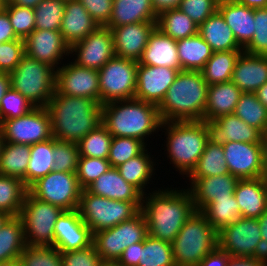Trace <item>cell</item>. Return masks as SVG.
I'll return each instance as SVG.
<instances>
[{
  "label": "cell",
  "instance_id": "obj_67",
  "mask_svg": "<svg viewBox=\"0 0 267 266\" xmlns=\"http://www.w3.org/2000/svg\"><path fill=\"white\" fill-rule=\"evenodd\" d=\"M260 145L262 153V163L267 176V129L262 133Z\"/></svg>",
  "mask_w": 267,
  "mask_h": 266
},
{
  "label": "cell",
  "instance_id": "obj_2",
  "mask_svg": "<svg viewBox=\"0 0 267 266\" xmlns=\"http://www.w3.org/2000/svg\"><path fill=\"white\" fill-rule=\"evenodd\" d=\"M46 108L52 135L60 141L78 143L102 123V105L90 98L55 93Z\"/></svg>",
  "mask_w": 267,
  "mask_h": 266
},
{
  "label": "cell",
  "instance_id": "obj_60",
  "mask_svg": "<svg viewBox=\"0 0 267 266\" xmlns=\"http://www.w3.org/2000/svg\"><path fill=\"white\" fill-rule=\"evenodd\" d=\"M19 39L13 31L8 13L0 9V43Z\"/></svg>",
  "mask_w": 267,
  "mask_h": 266
},
{
  "label": "cell",
  "instance_id": "obj_16",
  "mask_svg": "<svg viewBox=\"0 0 267 266\" xmlns=\"http://www.w3.org/2000/svg\"><path fill=\"white\" fill-rule=\"evenodd\" d=\"M69 62L56 70L55 93L90 98L100 103L98 71Z\"/></svg>",
  "mask_w": 267,
  "mask_h": 266
},
{
  "label": "cell",
  "instance_id": "obj_6",
  "mask_svg": "<svg viewBox=\"0 0 267 266\" xmlns=\"http://www.w3.org/2000/svg\"><path fill=\"white\" fill-rule=\"evenodd\" d=\"M218 247V232L200 211H195L172 242L176 266H198Z\"/></svg>",
  "mask_w": 267,
  "mask_h": 266
},
{
  "label": "cell",
  "instance_id": "obj_46",
  "mask_svg": "<svg viewBox=\"0 0 267 266\" xmlns=\"http://www.w3.org/2000/svg\"><path fill=\"white\" fill-rule=\"evenodd\" d=\"M66 0H42L34 8L35 29L60 31Z\"/></svg>",
  "mask_w": 267,
  "mask_h": 266
},
{
  "label": "cell",
  "instance_id": "obj_13",
  "mask_svg": "<svg viewBox=\"0 0 267 266\" xmlns=\"http://www.w3.org/2000/svg\"><path fill=\"white\" fill-rule=\"evenodd\" d=\"M218 247L231 257H263L259 221L240 217L218 232Z\"/></svg>",
  "mask_w": 267,
  "mask_h": 266
},
{
  "label": "cell",
  "instance_id": "obj_40",
  "mask_svg": "<svg viewBox=\"0 0 267 266\" xmlns=\"http://www.w3.org/2000/svg\"><path fill=\"white\" fill-rule=\"evenodd\" d=\"M200 212L217 232L241 217L240 208L234 195L215 197Z\"/></svg>",
  "mask_w": 267,
  "mask_h": 266
},
{
  "label": "cell",
  "instance_id": "obj_29",
  "mask_svg": "<svg viewBox=\"0 0 267 266\" xmlns=\"http://www.w3.org/2000/svg\"><path fill=\"white\" fill-rule=\"evenodd\" d=\"M138 64L166 66L180 70L177 41L166 36L156 27L149 36Z\"/></svg>",
  "mask_w": 267,
  "mask_h": 266
},
{
  "label": "cell",
  "instance_id": "obj_54",
  "mask_svg": "<svg viewBox=\"0 0 267 266\" xmlns=\"http://www.w3.org/2000/svg\"><path fill=\"white\" fill-rule=\"evenodd\" d=\"M220 0H182L179 9L198 26L218 10Z\"/></svg>",
  "mask_w": 267,
  "mask_h": 266
},
{
  "label": "cell",
  "instance_id": "obj_65",
  "mask_svg": "<svg viewBox=\"0 0 267 266\" xmlns=\"http://www.w3.org/2000/svg\"><path fill=\"white\" fill-rule=\"evenodd\" d=\"M10 87L11 84L9 73L0 72V102Z\"/></svg>",
  "mask_w": 267,
  "mask_h": 266
},
{
  "label": "cell",
  "instance_id": "obj_71",
  "mask_svg": "<svg viewBox=\"0 0 267 266\" xmlns=\"http://www.w3.org/2000/svg\"><path fill=\"white\" fill-rule=\"evenodd\" d=\"M100 266H122V265H119L117 262H102Z\"/></svg>",
  "mask_w": 267,
  "mask_h": 266
},
{
  "label": "cell",
  "instance_id": "obj_36",
  "mask_svg": "<svg viewBox=\"0 0 267 266\" xmlns=\"http://www.w3.org/2000/svg\"><path fill=\"white\" fill-rule=\"evenodd\" d=\"M31 145L4 142L0 154V174L22 180L26 186V171Z\"/></svg>",
  "mask_w": 267,
  "mask_h": 266
},
{
  "label": "cell",
  "instance_id": "obj_57",
  "mask_svg": "<svg viewBox=\"0 0 267 266\" xmlns=\"http://www.w3.org/2000/svg\"><path fill=\"white\" fill-rule=\"evenodd\" d=\"M98 23L106 26L112 15L113 0H78Z\"/></svg>",
  "mask_w": 267,
  "mask_h": 266
},
{
  "label": "cell",
  "instance_id": "obj_62",
  "mask_svg": "<svg viewBox=\"0 0 267 266\" xmlns=\"http://www.w3.org/2000/svg\"><path fill=\"white\" fill-rule=\"evenodd\" d=\"M182 0H151L153 11L158 16L166 10L178 8Z\"/></svg>",
  "mask_w": 267,
  "mask_h": 266
},
{
  "label": "cell",
  "instance_id": "obj_45",
  "mask_svg": "<svg viewBox=\"0 0 267 266\" xmlns=\"http://www.w3.org/2000/svg\"><path fill=\"white\" fill-rule=\"evenodd\" d=\"M112 138L106 127L102 123L99 124L77 143L80 157L107 160Z\"/></svg>",
  "mask_w": 267,
  "mask_h": 266
},
{
  "label": "cell",
  "instance_id": "obj_26",
  "mask_svg": "<svg viewBox=\"0 0 267 266\" xmlns=\"http://www.w3.org/2000/svg\"><path fill=\"white\" fill-rule=\"evenodd\" d=\"M231 81L242 92L254 93L267 82V55L242 52L238 57Z\"/></svg>",
  "mask_w": 267,
  "mask_h": 266
},
{
  "label": "cell",
  "instance_id": "obj_5",
  "mask_svg": "<svg viewBox=\"0 0 267 266\" xmlns=\"http://www.w3.org/2000/svg\"><path fill=\"white\" fill-rule=\"evenodd\" d=\"M160 128L167 136L165 148L169 163L187 178L209 141L204 121L162 122Z\"/></svg>",
  "mask_w": 267,
  "mask_h": 266
},
{
  "label": "cell",
  "instance_id": "obj_41",
  "mask_svg": "<svg viewBox=\"0 0 267 266\" xmlns=\"http://www.w3.org/2000/svg\"><path fill=\"white\" fill-rule=\"evenodd\" d=\"M27 192L22 180L0 174V212L19 216Z\"/></svg>",
  "mask_w": 267,
  "mask_h": 266
},
{
  "label": "cell",
  "instance_id": "obj_15",
  "mask_svg": "<svg viewBox=\"0 0 267 266\" xmlns=\"http://www.w3.org/2000/svg\"><path fill=\"white\" fill-rule=\"evenodd\" d=\"M74 53V54H73ZM78 66L99 70L116 56L111 29L99 26L70 48V57Z\"/></svg>",
  "mask_w": 267,
  "mask_h": 266
},
{
  "label": "cell",
  "instance_id": "obj_66",
  "mask_svg": "<svg viewBox=\"0 0 267 266\" xmlns=\"http://www.w3.org/2000/svg\"><path fill=\"white\" fill-rule=\"evenodd\" d=\"M238 4L252 9L267 8V0H235Z\"/></svg>",
  "mask_w": 267,
  "mask_h": 266
},
{
  "label": "cell",
  "instance_id": "obj_72",
  "mask_svg": "<svg viewBox=\"0 0 267 266\" xmlns=\"http://www.w3.org/2000/svg\"><path fill=\"white\" fill-rule=\"evenodd\" d=\"M3 144H4V140H3V135L0 129V154H1Z\"/></svg>",
  "mask_w": 267,
  "mask_h": 266
},
{
  "label": "cell",
  "instance_id": "obj_24",
  "mask_svg": "<svg viewBox=\"0 0 267 266\" xmlns=\"http://www.w3.org/2000/svg\"><path fill=\"white\" fill-rule=\"evenodd\" d=\"M98 27V23L78 0H66L60 33L70 48Z\"/></svg>",
  "mask_w": 267,
  "mask_h": 266
},
{
  "label": "cell",
  "instance_id": "obj_52",
  "mask_svg": "<svg viewBox=\"0 0 267 266\" xmlns=\"http://www.w3.org/2000/svg\"><path fill=\"white\" fill-rule=\"evenodd\" d=\"M110 167V162L102 158L79 157L76 175L81 189H86Z\"/></svg>",
  "mask_w": 267,
  "mask_h": 266
},
{
  "label": "cell",
  "instance_id": "obj_4",
  "mask_svg": "<svg viewBox=\"0 0 267 266\" xmlns=\"http://www.w3.org/2000/svg\"><path fill=\"white\" fill-rule=\"evenodd\" d=\"M207 90L201 71H180L158 106L162 122L203 121Z\"/></svg>",
  "mask_w": 267,
  "mask_h": 266
},
{
  "label": "cell",
  "instance_id": "obj_30",
  "mask_svg": "<svg viewBox=\"0 0 267 266\" xmlns=\"http://www.w3.org/2000/svg\"><path fill=\"white\" fill-rule=\"evenodd\" d=\"M243 92L232 81L208 85L204 120L234 113Z\"/></svg>",
  "mask_w": 267,
  "mask_h": 266
},
{
  "label": "cell",
  "instance_id": "obj_3",
  "mask_svg": "<svg viewBox=\"0 0 267 266\" xmlns=\"http://www.w3.org/2000/svg\"><path fill=\"white\" fill-rule=\"evenodd\" d=\"M102 124L112 137L135 138L146 146L149 136L162 131L158 106L135 98L103 104Z\"/></svg>",
  "mask_w": 267,
  "mask_h": 266
},
{
  "label": "cell",
  "instance_id": "obj_70",
  "mask_svg": "<svg viewBox=\"0 0 267 266\" xmlns=\"http://www.w3.org/2000/svg\"><path fill=\"white\" fill-rule=\"evenodd\" d=\"M10 217L11 216H9L8 214L4 212H0V229Z\"/></svg>",
  "mask_w": 267,
  "mask_h": 266
},
{
  "label": "cell",
  "instance_id": "obj_69",
  "mask_svg": "<svg viewBox=\"0 0 267 266\" xmlns=\"http://www.w3.org/2000/svg\"><path fill=\"white\" fill-rule=\"evenodd\" d=\"M0 266H22L19 260L10 261V262H0Z\"/></svg>",
  "mask_w": 267,
  "mask_h": 266
},
{
  "label": "cell",
  "instance_id": "obj_1",
  "mask_svg": "<svg viewBox=\"0 0 267 266\" xmlns=\"http://www.w3.org/2000/svg\"><path fill=\"white\" fill-rule=\"evenodd\" d=\"M157 189L143 194L140 212L149 236L172 243L196 209L188 189Z\"/></svg>",
  "mask_w": 267,
  "mask_h": 266
},
{
  "label": "cell",
  "instance_id": "obj_68",
  "mask_svg": "<svg viewBox=\"0 0 267 266\" xmlns=\"http://www.w3.org/2000/svg\"><path fill=\"white\" fill-rule=\"evenodd\" d=\"M257 99L267 108V82L255 92Z\"/></svg>",
  "mask_w": 267,
  "mask_h": 266
},
{
  "label": "cell",
  "instance_id": "obj_25",
  "mask_svg": "<svg viewBox=\"0 0 267 266\" xmlns=\"http://www.w3.org/2000/svg\"><path fill=\"white\" fill-rule=\"evenodd\" d=\"M234 196L240 208V216L258 219L267 209V176L239 179Z\"/></svg>",
  "mask_w": 267,
  "mask_h": 266
},
{
  "label": "cell",
  "instance_id": "obj_31",
  "mask_svg": "<svg viewBox=\"0 0 267 266\" xmlns=\"http://www.w3.org/2000/svg\"><path fill=\"white\" fill-rule=\"evenodd\" d=\"M198 33L213 52L243 50L218 10L198 26Z\"/></svg>",
  "mask_w": 267,
  "mask_h": 266
},
{
  "label": "cell",
  "instance_id": "obj_28",
  "mask_svg": "<svg viewBox=\"0 0 267 266\" xmlns=\"http://www.w3.org/2000/svg\"><path fill=\"white\" fill-rule=\"evenodd\" d=\"M218 11L232 29L237 43L244 48L255 33L254 9L238 4L235 0H220Z\"/></svg>",
  "mask_w": 267,
  "mask_h": 266
},
{
  "label": "cell",
  "instance_id": "obj_47",
  "mask_svg": "<svg viewBox=\"0 0 267 266\" xmlns=\"http://www.w3.org/2000/svg\"><path fill=\"white\" fill-rule=\"evenodd\" d=\"M147 146L131 137H113L110 144L108 161L111 167H118L139 155Z\"/></svg>",
  "mask_w": 267,
  "mask_h": 266
},
{
  "label": "cell",
  "instance_id": "obj_33",
  "mask_svg": "<svg viewBox=\"0 0 267 266\" xmlns=\"http://www.w3.org/2000/svg\"><path fill=\"white\" fill-rule=\"evenodd\" d=\"M148 149L146 147L139 155L116 167L122 178L135 186L142 194L147 193L148 184H151L149 181L154 179L153 175L156 173L154 171L156 170L154 168L156 166V162H154L156 158L153 159L154 155L151 156V152Z\"/></svg>",
  "mask_w": 267,
  "mask_h": 266
},
{
  "label": "cell",
  "instance_id": "obj_22",
  "mask_svg": "<svg viewBox=\"0 0 267 266\" xmlns=\"http://www.w3.org/2000/svg\"><path fill=\"white\" fill-rule=\"evenodd\" d=\"M157 21H143L111 29L117 57L139 61Z\"/></svg>",
  "mask_w": 267,
  "mask_h": 266
},
{
  "label": "cell",
  "instance_id": "obj_14",
  "mask_svg": "<svg viewBox=\"0 0 267 266\" xmlns=\"http://www.w3.org/2000/svg\"><path fill=\"white\" fill-rule=\"evenodd\" d=\"M4 142L34 145L51 138V117L46 107H35L18 118L7 119L0 123Z\"/></svg>",
  "mask_w": 267,
  "mask_h": 266
},
{
  "label": "cell",
  "instance_id": "obj_49",
  "mask_svg": "<svg viewBox=\"0 0 267 266\" xmlns=\"http://www.w3.org/2000/svg\"><path fill=\"white\" fill-rule=\"evenodd\" d=\"M53 156V171L76 173L80 157L77 143L54 138Z\"/></svg>",
  "mask_w": 267,
  "mask_h": 266
},
{
  "label": "cell",
  "instance_id": "obj_11",
  "mask_svg": "<svg viewBox=\"0 0 267 266\" xmlns=\"http://www.w3.org/2000/svg\"><path fill=\"white\" fill-rule=\"evenodd\" d=\"M138 62L113 57L98 70L100 104L135 98Z\"/></svg>",
  "mask_w": 267,
  "mask_h": 266
},
{
  "label": "cell",
  "instance_id": "obj_38",
  "mask_svg": "<svg viewBox=\"0 0 267 266\" xmlns=\"http://www.w3.org/2000/svg\"><path fill=\"white\" fill-rule=\"evenodd\" d=\"M243 50L213 52L201 70L208 85L231 81L236 61Z\"/></svg>",
  "mask_w": 267,
  "mask_h": 266
},
{
  "label": "cell",
  "instance_id": "obj_9",
  "mask_svg": "<svg viewBox=\"0 0 267 266\" xmlns=\"http://www.w3.org/2000/svg\"><path fill=\"white\" fill-rule=\"evenodd\" d=\"M60 207L26 193L19 217L27 246H54V225L63 212Z\"/></svg>",
  "mask_w": 267,
  "mask_h": 266
},
{
  "label": "cell",
  "instance_id": "obj_12",
  "mask_svg": "<svg viewBox=\"0 0 267 266\" xmlns=\"http://www.w3.org/2000/svg\"><path fill=\"white\" fill-rule=\"evenodd\" d=\"M81 191L76 173L61 171H51L28 188L35 198L64 211L78 209Z\"/></svg>",
  "mask_w": 267,
  "mask_h": 266
},
{
  "label": "cell",
  "instance_id": "obj_21",
  "mask_svg": "<svg viewBox=\"0 0 267 266\" xmlns=\"http://www.w3.org/2000/svg\"><path fill=\"white\" fill-rule=\"evenodd\" d=\"M203 121L208 131V140L212 144L224 145L227 142H261L262 132L246 124L234 113L220 116L215 120Z\"/></svg>",
  "mask_w": 267,
  "mask_h": 266
},
{
  "label": "cell",
  "instance_id": "obj_37",
  "mask_svg": "<svg viewBox=\"0 0 267 266\" xmlns=\"http://www.w3.org/2000/svg\"><path fill=\"white\" fill-rule=\"evenodd\" d=\"M156 27L176 41L198 33V25L179 8L160 13L157 16Z\"/></svg>",
  "mask_w": 267,
  "mask_h": 266
},
{
  "label": "cell",
  "instance_id": "obj_19",
  "mask_svg": "<svg viewBox=\"0 0 267 266\" xmlns=\"http://www.w3.org/2000/svg\"><path fill=\"white\" fill-rule=\"evenodd\" d=\"M24 49L26 55L56 70L64 57L70 55V47L65 43L62 34L54 30L35 29L24 39Z\"/></svg>",
  "mask_w": 267,
  "mask_h": 266
},
{
  "label": "cell",
  "instance_id": "obj_73",
  "mask_svg": "<svg viewBox=\"0 0 267 266\" xmlns=\"http://www.w3.org/2000/svg\"><path fill=\"white\" fill-rule=\"evenodd\" d=\"M4 4H5V0H0V9L3 8Z\"/></svg>",
  "mask_w": 267,
  "mask_h": 266
},
{
  "label": "cell",
  "instance_id": "obj_50",
  "mask_svg": "<svg viewBox=\"0 0 267 266\" xmlns=\"http://www.w3.org/2000/svg\"><path fill=\"white\" fill-rule=\"evenodd\" d=\"M35 106L21 93L11 87L0 102V123L29 113Z\"/></svg>",
  "mask_w": 267,
  "mask_h": 266
},
{
  "label": "cell",
  "instance_id": "obj_44",
  "mask_svg": "<svg viewBox=\"0 0 267 266\" xmlns=\"http://www.w3.org/2000/svg\"><path fill=\"white\" fill-rule=\"evenodd\" d=\"M234 114L262 133L267 129V108L257 99L255 93L243 92L237 102Z\"/></svg>",
  "mask_w": 267,
  "mask_h": 266
},
{
  "label": "cell",
  "instance_id": "obj_18",
  "mask_svg": "<svg viewBox=\"0 0 267 266\" xmlns=\"http://www.w3.org/2000/svg\"><path fill=\"white\" fill-rule=\"evenodd\" d=\"M179 72L177 68L138 64L135 99L159 106Z\"/></svg>",
  "mask_w": 267,
  "mask_h": 266
},
{
  "label": "cell",
  "instance_id": "obj_10",
  "mask_svg": "<svg viewBox=\"0 0 267 266\" xmlns=\"http://www.w3.org/2000/svg\"><path fill=\"white\" fill-rule=\"evenodd\" d=\"M148 236V227L141 212L132 219L93 234V244L102 262H117L131 244L142 242Z\"/></svg>",
  "mask_w": 267,
  "mask_h": 266
},
{
  "label": "cell",
  "instance_id": "obj_8",
  "mask_svg": "<svg viewBox=\"0 0 267 266\" xmlns=\"http://www.w3.org/2000/svg\"><path fill=\"white\" fill-rule=\"evenodd\" d=\"M141 204L142 202L108 199L84 189L81 191L78 211L94 234L132 219L140 212Z\"/></svg>",
  "mask_w": 267,
  "mask_h": 266
},
{
  "label": "cell",
  "instance_id": "obj_32",
  "mask_svg": "<svg viewBox=\"0 0 267 266\" xmlns=\"http://www.w3.org/2000/svg\"><path fill=\"white\" fill-rule=\"evenodd\" d=\"M143 21H157L151 0H113L112 15L106 26L112 29Z\"/></svg>",
  "mask_w": 267,
  "mask_h": 266
},
{
  "label": "cell",
  "instance_id": "obj_35",
  "mask_svg": "<svg viewBox=\"0 0 267 266\" xmlns=\"http://www.w3.org/2000/svg\"><path fill=\"white\" fill-rule=\"evenodd\" d=\"M26 246L22 219L10 217L0 229V262L19 260Z\"/></svg>",
  "mask_w": 267,
  "mask_h": 266
},
{
  "label": "cell",
  "instance_id": "obj_59",
  "mask_svg": "<svg viewBox=\"0 0 267 266\" xmlns=\"http://www.w3.org/2000/svg\"><path fill=\"white\" fill-rule=\"evenodd\" d=\"M230 258L231 256L227 252L217 247L198 266H227Z\"/></svg>",
  "mask_w": 267,
  "mask_h": 266
},
{
  "label": "cell",
  "instance_id": "obj_63",
  "mask_svg": "<svg viewBox=\"0 0 267 266\" xmlns=\"http://www.w3.org/2000/svg\"><path fill=\"white\" fill-rule=\"evenodd\" d=\"M263 244V258H267V209L258 218Z\"/></svg>",
  "mask_w": 267,
  "mask_h": 266
},
{
  "label": "cell",
  "instance_id": "obj_55",
  "mask_svg": "<svg viewBox=\"0 0 267 266\" xmlns=\"http://www.w3.org/2000/svg\"><path fill=\"white\" fill-rule=\"evenodd\" d=\"M25 54L24 40L16 39L0 45V72L11 73Z\"/></svg>",
  "mask_w": 267,
  "mask_h": 266
},
{
  "label": "cell",
  "instance_id": "obj_34",
  "mask_svg": "<svg viewBox=\"0 0 267 266\" xmlns=\"http://www.w3.org/2000/svg\"><path fill=\"white\" fill-rule=\"evenodd\" d=\"M180 71H201L213 51L199 33L177 40Z\"/></svg>",
  "mask_w": 267,
  "mask_h": 266
},
{
  "label": "cell",
  "instance_id": "obj_53",
  "mask_svg": "<svg viewBox=\"0 0 267 266\" xmlns=\"http://www.w3.org/2000/svg\"><path fill=\"white\" fill-rule=\"evenodd\" d=\"M255 33L243 51L252 55H267V8L254 9Z\"/></svg>",
  "mask_w": 267,
  "mask_h": 266
},
{
  "label": "cell",
  "instance_id": "obj_20",
  "mask_svg": "<svg viewBox=\"0 0 267 266\" xmlns=\"http://www.w3.org/2000/svg\"><path fill=\"white\" fill-rule=\"evenodd\" d=\"M93 244V233L78 209L63 211L54 225V247L60 252L84 249Z\"/></svg>",
  "mask_w": 267,
  "mask_h": 266
},
{
  "label": "cell",
  "instance_id": "obj_64",
  "mask_svg": "<svg viewBox=\"0 0 267 266\" xmlns=\"http://www.w3.org/2000/svg\"><path fill=\"white\" fill-rule=\"evenodd\" d=\"M42 0H5L4 5H16L19 7H27L34 9Z\"/></svg>",
  "mask_w": 267,
  "mask_h": 266
},
{
  "label": "cell",
  "instance_id": "obj_61",
  "mask_svg": "<svg viewBox=\"0 0 267 266\" xmlns=\"http://www.w3.org/2000/svg\"><path fill=\"white\" fill-rule=\"evenodd\" d=\"M227 266H267V258L231 257Z\"/></svg>",
  "mask_w": 267,
  "mask_h": 266
},
{
  "label": "cell",
  "instance_id": "obj_43",
  "mask_svg": "<svg viewBox=\"0 0 267 266\" xmlns=\"http://www.w3.org/2000/svg\"><path fill=\"white\" fill-rule=\"evenodd\" d=\"M138 266H176L172 243L147 236L140 242V260Z\"/></svg>",
  "mask_w": 267,
  "mask_h": 266
},
{
  "label": "cell",
  "instance_id": "obj_39",
  "mask_svg": "<svg viewBox=\"0 0 267 266\" xmlns=\"http://www.w3.org/2000/svg\"><path fill=\"white\" fill-rule=\"evenodd\" d=\"M54 137L31 145L30 160L26 171V187L53 171Z\"/></svg>",
  "mask_w": 267,
  "mask_h": 266
},
{
  "label": "cell",
  "instance_id": "obj_17",
  "mask_svg": "<svg viewBox=\"0 0 267 266\" xmlns=\"http://www.w3.org/2000/svg\"><path fill=\"white\" fill-rule=\"evenodd\" d=\"M222 146L231 175L238 179L266 177L260 143L227 142Z\"/></svg>",
  "mask_w": 267,
  "mask_h": 266
},
{
  "label": "cell",
  "instance_id": "obj_56",
  "mask_svg": "<svg viewBox=\"0 0 267 266\" xmlns=\"http://www.w3.org/2000/svg\"><path fill=\"white\" fill-rule=\"evenodd\" d=\"M63 266H100L102 260L94 244L84 249L61 252Z\"/></svg>",
  "mask_w": 267,
  "mask_h": 266
},
{
  "label": "cell",
  "instance_id": "obj_23",
  "mask_svg": "<svg viewBox=\"0 0 267 266\" xmlns=\"http://www.w3.org/2000/svg\"><path fill=\"white\" fill-rule=\"evenodd\" d=\"M188 191L196 211H201L215 197L233 196L238 178L231 174H222L202 178H188ZM191 182V183H190Z\"/></svg>",
  "mask_w": 267,
  "mask_h": 266
},
{
  "label": "cell",
  "instance_id": "obj_7",
  "mask_svg": "<svg viewBox=\"0 0 267 266\" xmlns=\"http://www.w3.org/2000/svg\"><path fill=\"white\" fill-rule=\"evenodd\" d=\"M9 76L11 88L35 107H47L55 94L56 69L26 54Z\"/></svg>",
  "mask_w": 267,
  "mask_h": 266
},
{
  "label": "cell",
  "instance_id": "obj_51",
  "mask_svg": "<svg viewBox=\"0 0 267 266\" xmlns=\"http://www.w3.org/2000/svg\"><path fill=\"white\" fill-rule=\"evenodd\" d=\"M3 9L8 13L13 31L18 38L24 40L35 30L34 9L16 5H3Z\"/></svg>",
  "mask_w": 267,
  "mask_h": 266
},
{
  "label": "cell",
  "instance_id": "obj_27",
  "mask_svg": "<svg viewBox=\"0 0 267 266\" xmlns=\"http://www.w3.org/2000/svg\"><path fill=\"white\" fill-rule=\"evenodd\" d=\"M86 190L94 195L112 200L142 202L143 194L125 181L115 167L99 176Z\"/></svg>",
  "mask_w": 267,
  "mask_h": 266
},
{
  "label": "cell",
  "instance_id": "obj_48",
  "mask_svg": "<svg viewBox=\"0 0 267 266\" xmlns=\"http://www.w3.org/2000/svg\"><path fill=\"white\" fill-rule=\"evenodd\" d=\"M19 261L22 266H63L61 252L54 246H26Z\"/></svg>",
  "mask_w": 267,
  "mask_h": 266
},
{
  "label": "cell",
  "instance_id": "obj_58",
  "mask_svg": "<svg viewBox=\"0 0 267 266\" xmlns=\"http://www.w3.org/2000/svg\"><path fill=\"white\" fill-rule=\"evenodd\" d=\"M140 260V242L128 246L118 259L117 263L122 266H138Z\"/></svg>",
  "mask_w": 267,
  "mask_h": 266
},
{
  "label": "cell",
  "instance_id": "obj_42",
  "mask_svg": "<svg viewBox=\"0 0 267 266\" xmlns=\"http://www.w3.org/2000/svg\"><path fill=\"white\" fill-rule=\"evenodd\" d=\"M222 174H230L224 156L223 146L212 144L208 141L203 154L198 159L197 165L187 177L202 178Z\"/></svg>",
  "mask_w": 267,
  "mask_h": 266
}]
</instances>
